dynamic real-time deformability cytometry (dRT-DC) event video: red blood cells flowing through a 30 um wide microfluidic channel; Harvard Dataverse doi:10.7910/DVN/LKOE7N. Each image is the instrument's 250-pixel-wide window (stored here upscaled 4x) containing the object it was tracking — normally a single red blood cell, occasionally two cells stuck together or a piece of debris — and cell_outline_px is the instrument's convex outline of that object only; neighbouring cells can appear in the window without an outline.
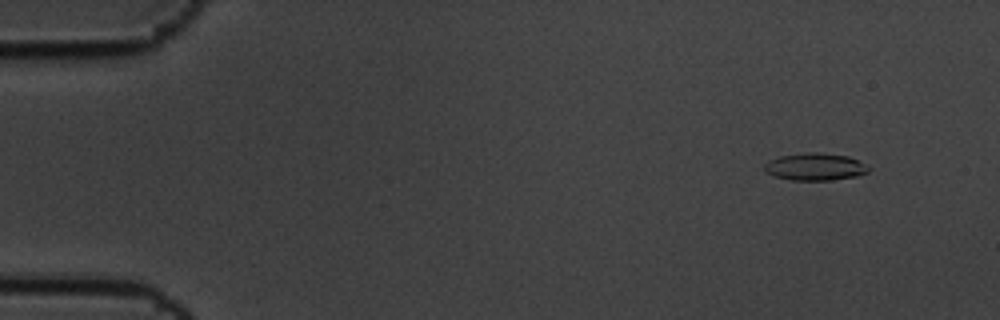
{"species": "common noctule bat (a hibernating species)", "species_latin": "Nyctalus noctula", "temperature_condition": "cold", "stored_images_in_passage": 7, "camera_frame_rate_fps": 3000, "um_per_image_px": 0.085, "animal": {"sex": "male", "body_mass_g": 19.5, "forearm_length_mm": 54.6}, "frame": {"image": 1, "passage_image": 1, "time_ms": 0.0, "image_size_px": [1000, 320], "cell_outline_px": [[868, 172], [860, 176], [832, 180], [792, 180], [772, 176], [764, 168], [764, 164], [768, 160], [780, 156], [804, 152], [816, 152], [848, 156], [868, 164]], "centroid_in_image_um": [69.3, 14.17], "position_along_channel_um": 15.7, "area_um2": 16.76}}
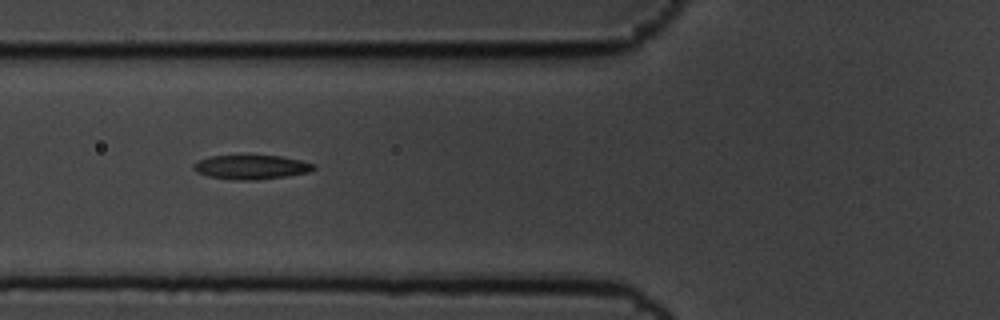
{"frame": {"image": 2, "passage_image": 6, "time_ms": 1.667, "image_size_px": [1000, 320], "cell_outline_px": [[316, 168], [308, 172], [284, 176], [256, 180], [236, 180], [208, 176], [196, 172], [192, 168], [192, 164], [200, 160], [212, 156], [240, 152], [248, 152], [280, 156], [300, 160], [316, 164]], "centroid_in_image_um": [21.32, 14.14], "position_along_channel_um": 104.5, "area_um2": 17.86}}
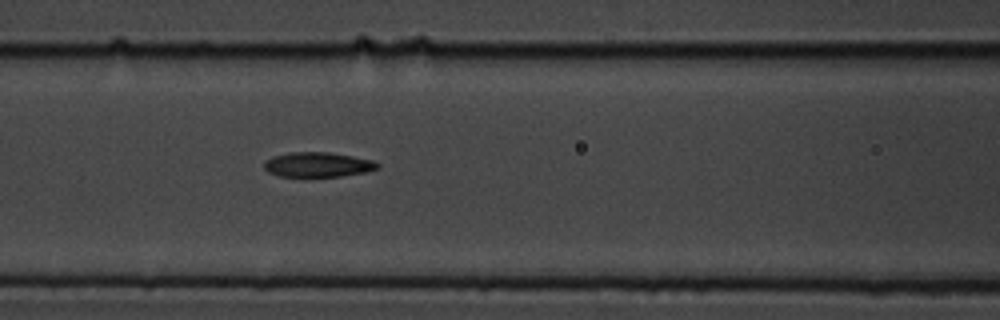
{"frame": {"image": 3, "passage_image": 7, "time_ms": 2.0, "image_size_px": [1000, 320], "cell_outline_px": [[380, 168], [364, 172], [340, 176], [280, 176], [268, 172], [264, 168], [264, 160], [272, 156], [292, 152], [328, 152], [352, 156], [372, 160], [380, 164]], "centroid_in_image_um": [27.0, 13.98], "position_along_channel_um": 139.6, "area_um2": 16.3}}